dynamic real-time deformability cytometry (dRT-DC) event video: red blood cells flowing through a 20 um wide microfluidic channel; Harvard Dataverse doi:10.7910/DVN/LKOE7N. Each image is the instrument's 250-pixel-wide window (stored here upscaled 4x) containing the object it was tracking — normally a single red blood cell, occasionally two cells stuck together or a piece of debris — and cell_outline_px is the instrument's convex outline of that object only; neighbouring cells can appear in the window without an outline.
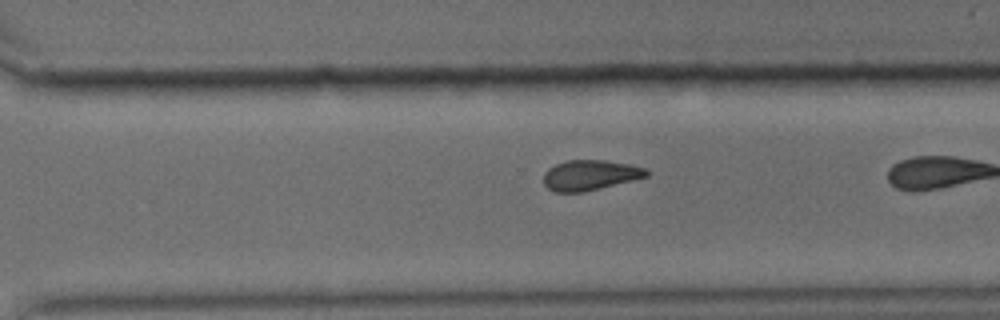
{"species": "common noctule bat (a hibernating species)", "species_latin": "Nyctalus noctula", "temperature_condition": "cold", "stored_images_in_passage": 42, "camera_frame_rate_fps": 3000, "um_per_image_px": 0.085, "animal": {"sex": "male", "body_mass_g": 15.6}, "frame": {"image": 1, "passage_image": 37, "time_ms": 12.0, "image_size_px": [1000, 320], "cell_outline_px": [[648, 176], [584, 192], [556, 192], [548, 188], [544, 184], [544, 172], [548, 168], [556, 164], [568, 160], [604, 160], [628, 164], [648, 168]], "centroid_in_image_um": [50.15, 14.88], "position_along_channel_um": 320.5, "area_um2": 18.03}}